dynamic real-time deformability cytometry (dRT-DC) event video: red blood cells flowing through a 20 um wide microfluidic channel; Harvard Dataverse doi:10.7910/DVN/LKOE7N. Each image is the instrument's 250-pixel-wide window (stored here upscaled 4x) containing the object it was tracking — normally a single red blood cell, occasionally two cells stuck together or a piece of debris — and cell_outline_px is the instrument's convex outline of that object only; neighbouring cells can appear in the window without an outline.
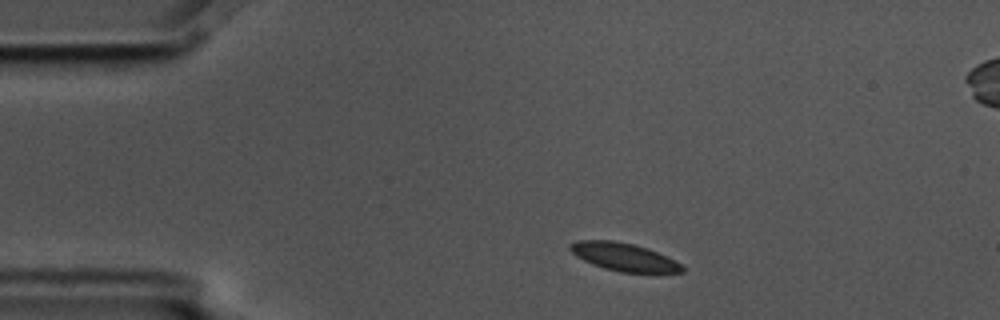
{"species": "common noctule bat (a hibernating species)", "species_latin": "Nyctalus noctula", "temperature_condition": "cold", "stored_images_in_passage": 5, "camera_frame_rate_fps": 3000, "um_per_image_px": 0.085, "animal": {"sex": "male", "body_mass_g": 17.5, "forearm_length_mm": 52.3}, "frame": {"image": 1, "passage_image": 1, "time_ms": 0.0, "image_size_px": [1000, 320], "cell_outline_px": [[684, 272], [620, 272], [604, 268], [592, 264], [576, 256], [568, 248], [568, 244], [576, 240], [612, 240], [632, 244], [648, 248], [680, 264], [684, 268]], "centroid_in_image_um": [52.95, 21.83], "position_along_channel_um": 32.1, "area_um2": 17.98}}